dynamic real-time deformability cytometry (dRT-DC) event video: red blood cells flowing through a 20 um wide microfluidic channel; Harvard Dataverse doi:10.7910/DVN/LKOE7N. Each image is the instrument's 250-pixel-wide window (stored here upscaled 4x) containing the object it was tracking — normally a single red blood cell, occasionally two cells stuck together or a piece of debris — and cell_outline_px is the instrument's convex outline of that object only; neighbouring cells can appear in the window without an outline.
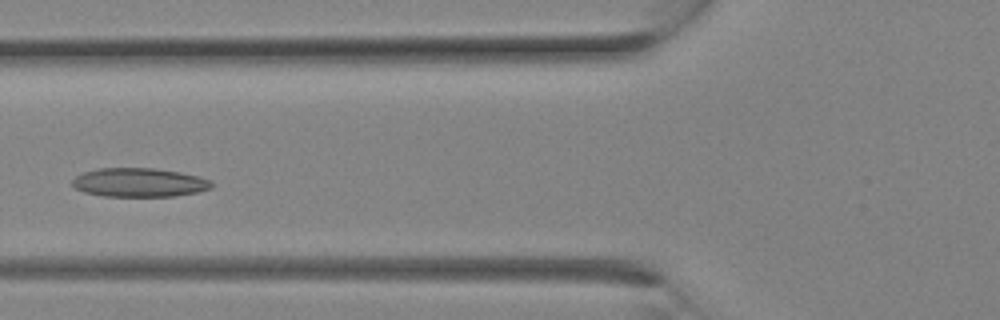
{"species": "Egyptian fruit bat (a non-hibernating species)", "species_latin": "Rousettus aegyptiacus", "temperature_condition": "room temperature", "stored_images_in_passage": 10, "camera_frame_rate_fps": 3000, "um_per_image_px": 0.085, "animal": {"sex": "female"}, "frame": {"image": 1, "passage_image": 9, "time_ms": 2.667, "image_size_px": [1000, 320], "cell_outline_px": [[212, 188], [196, 192], [172, 196], [104, 196], [84, 192], [76, 188], [72, 184], [72, 180], [76, 176], [84, 172], [100, 168], [152, 168], [180, 172], [200, 176], [212, 180]], "centroid_in_image_um": [11.85, 15.51], "position_along_channel_um": 113.9, "area_um2": 23.35}}